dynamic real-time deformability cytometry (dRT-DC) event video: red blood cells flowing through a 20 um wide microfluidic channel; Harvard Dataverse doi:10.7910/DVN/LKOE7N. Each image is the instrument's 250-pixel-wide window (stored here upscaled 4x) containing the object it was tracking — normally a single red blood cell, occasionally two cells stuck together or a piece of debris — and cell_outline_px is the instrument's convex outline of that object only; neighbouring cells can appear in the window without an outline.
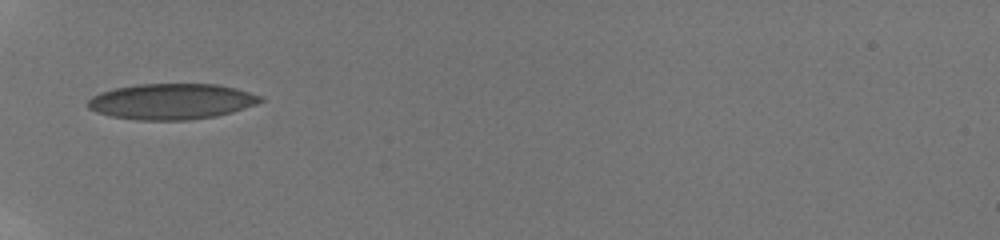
{"species": "human", "species_latin": "Homo sapiens", "temperature_condition": "room temperature", "stored_images_in_passage": 2, "camera_frame_rate_fps": 3000, "um_per_image_px": 0.085, "donor": {"sex": "male"}, "frame": {"image": 1, "passage_image": 1, "time_ms": 0.0, "image_size_px": [1000, 240], "cell_outline_px": [[264, 100], [256, 104], [232, 112], [216, 116], [188, 120], [136, 120], [108, 116], [96, 112], [88, 108], [84, 104], [92, 96], [100, 92], [116, 88], [136, 84], [216, 84], [236, 88], [260, 96]], "centroid_in_image_um": [14.52, 8.63], "position_along_channel_um": 70.5, "area_um2": 36.13}}